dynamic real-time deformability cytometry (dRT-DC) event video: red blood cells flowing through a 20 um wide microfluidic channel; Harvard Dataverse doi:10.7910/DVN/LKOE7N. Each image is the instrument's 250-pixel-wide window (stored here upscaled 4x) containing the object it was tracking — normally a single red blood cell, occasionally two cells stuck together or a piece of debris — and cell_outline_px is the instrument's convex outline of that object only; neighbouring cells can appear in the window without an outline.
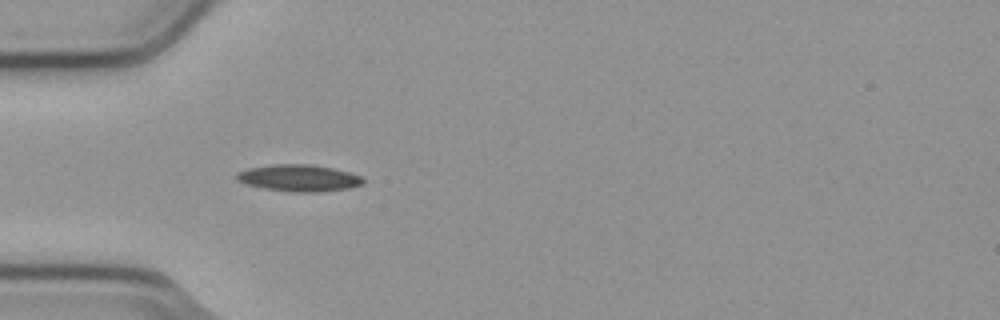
{"species": "common noctule bat (a hibernating species)", "species_latin": "Nyctalus noctula", "temperature_condition": "cold", "stored_images_in_passage": 12, "camera_frame_rate_fps": 3000, "um_per_image_px": 0.085, "animal": {"sex": "male", "body_mass_g": 23.1, "forearm_length_mm": 52.7}, "frame": {"image": 1, "passage_image": 6, "time_ms": 1.667, "image_size_px": [1000, 320], "cell_outline_px": [[364, 184], [348, 188], [320, 192], [292, 192], [264, 188], [248, 184], [236, 180], [236, 172], [248, 168], [272, 164], [308, 164], [332, 168], [364, 176]], "centroid_in_image_um": [25.42, 15.13], "position_along_channel_um": 59.6, "area_um2": 19.77}}
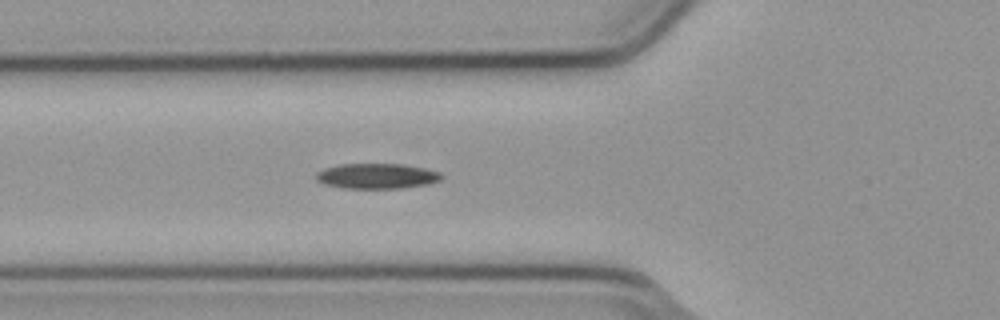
{"frame": {"image": 2, "passage_image": 9, "time_ms": 2.667, "image_size_px": [1000, 320], "cell_outline_px": [[444, 176], [440, 180], [428, 184], [404, 188], [340, 188], [324, 184], [316, 180], [316, 172], [324, 168], [340, 164], [400, 164], [424, 168], [440, 172]], "centroid_in_image_um": [32.02, 14.97], "position_along_channel_um": 93.8, "area_um2": 18.55}}
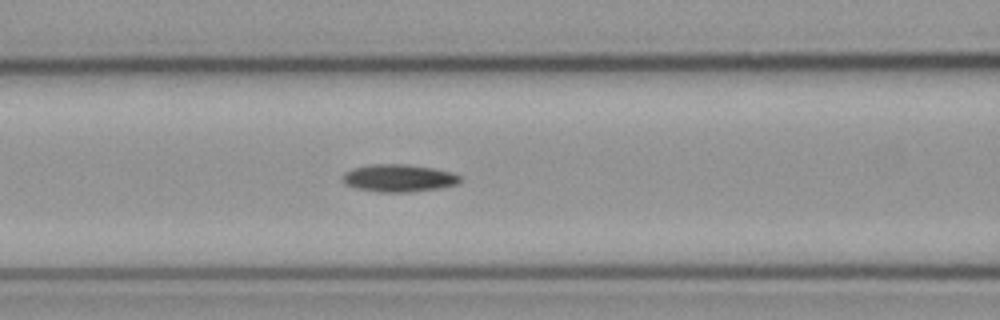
{"frame": {"image": 3, "passage_image": 12, "time_ms": 3.667, "image_size_px": [1000, 320], "cell_outline_px": [[464, 180], [460, 184], [440, 188], [408, 192], [380, 192], [356, 188], [344, 184], [340, 176], [344, 172], [352, 168], [368, 164], [404, 164], [432, 168], [452, 172], [460, 176]], "centroid_in_image_um": [33.88, 15.14], "position_along_channel_um": 132.7, "area_um2": 19.13}}